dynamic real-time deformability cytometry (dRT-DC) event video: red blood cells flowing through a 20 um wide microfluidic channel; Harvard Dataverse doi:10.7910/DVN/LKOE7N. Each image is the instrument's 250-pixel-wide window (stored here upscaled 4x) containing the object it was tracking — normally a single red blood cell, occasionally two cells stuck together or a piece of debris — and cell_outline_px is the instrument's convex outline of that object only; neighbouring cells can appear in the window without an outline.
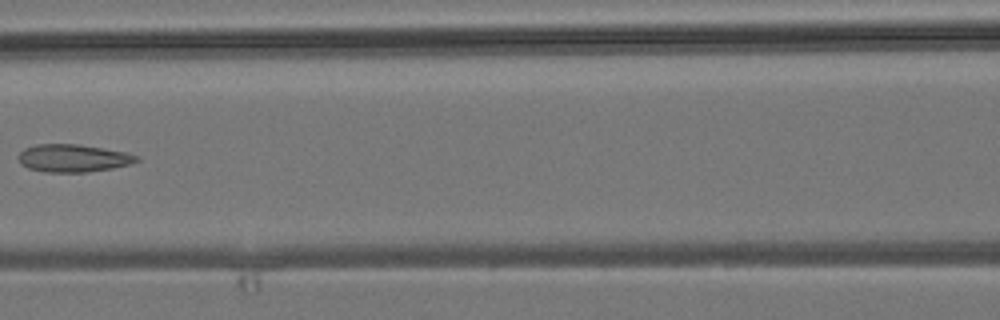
{"species": "common noctule bat (a hibernating species)", "species_latin": "Nyctalus noctula", "temperature_condition": "room temperature", "stored_images_in_passage": 6, "camera_frame_rate_fps": 3000, "um_per_image_px": 0.085, "animal": {"sex": "male", "body_mass_g": 19.2, "forearm_length_mm": 51.8}, "frame": {"image": 1, "passage_image": 6, "time_ms": 5.667, "image_size_px": [1000, 320], "cell_outline_px": [[140, 160], [128, 164], [112, 168], [88, 172], [44, 172], [28, 168], [20, 164], [16, 156], [24, 148], [36, 144], [80, 144], [128, 152], [140, 156]], "centroid_in_image_um": [6.2, 13.43], "position_along_channel_um": 160.4, "area_um2": 19.36}}